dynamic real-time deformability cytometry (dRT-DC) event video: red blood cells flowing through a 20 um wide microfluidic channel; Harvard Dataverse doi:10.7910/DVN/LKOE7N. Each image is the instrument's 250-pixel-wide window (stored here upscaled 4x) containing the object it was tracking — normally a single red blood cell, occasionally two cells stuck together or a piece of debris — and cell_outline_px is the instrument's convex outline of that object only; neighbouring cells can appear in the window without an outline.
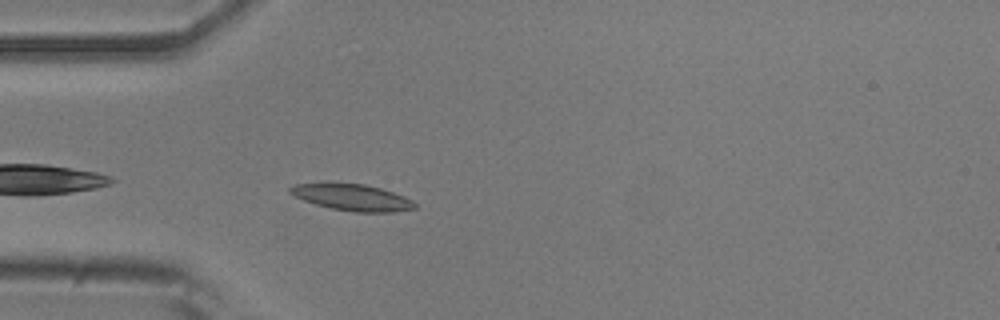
{"species": "common noctule bat (a hibernating species)", "species_latin": "Nyctalus noctula", "temperature_condition": "room temperature", "stored_images_in_passage": 34, "camera_frame_rate_fps": 3000, "um_per_image_px": 0.085, "animal": {"sex": "male", "body_mass_g": 20.5, "forearm_length_mm": 52.5}, "frame": {"image": 1, "passage_image": 3, "time_ms": 0.667, "image_size_px": [1000, 320], "cell_outline_px": [[416, 208], [392, 212], [352, 212], [328, 208], [304, 200], [288, 192], [288, 188], [296, 184], [364, 184], [380, 188], [404, 196], [412, 200], [416, 204]], "centroid_in_image_um": [29.96, 16.8], "position_along_channel_um": 55.0, "area_um2": 18.9}}
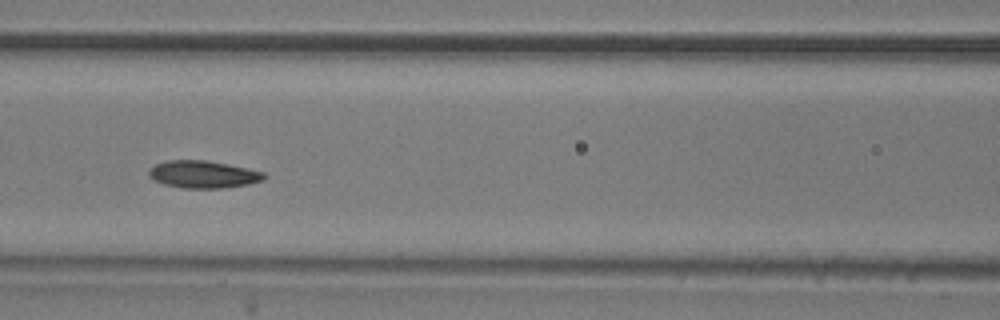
{"frame": {"image": 2, "passage_image": 11, "time_ms": 3.333, "image_size_px": [1000, 320], "cell_outline_px": [[264, 180], [248, 184], [220, 188], [184, 188], [164, 184], [148, 176], [148, 172], [156, 164], [168, 160], [204, 160], [228, 164], [248, 168], [264, 172]], "centroid_in_image_um": [17.28, 14.82], "position_along_channel_um": 149.3, "area_um2": 18.15}}
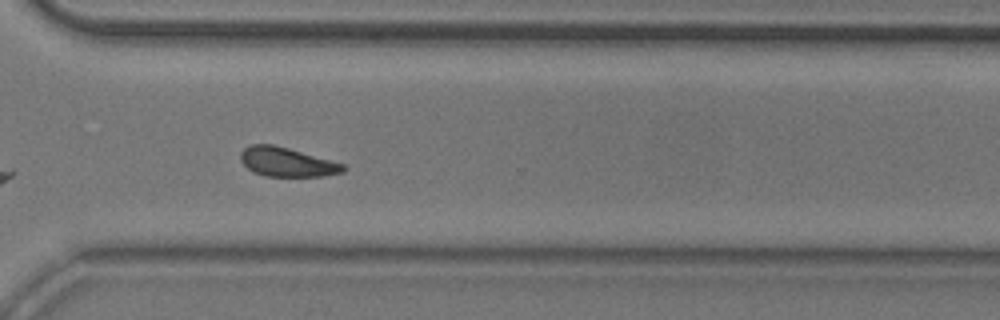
{"frame": {"image": 3, "passage_image": 27, "time_ms": 8.667, "image_size_px": [1000, 320], "cell_outline_px": [[348, 168], [344, 172], [324, 176], [264, 176], [252, 172], [240, 160], [240, 152], [244, 148], [252, 144], [272, 144], [288, 148], [344, 164]], "centroid_in_image_um": [24.38, 13.78], "position_along_channel_um": 346.2, "area_um2": 17.46}, "authors_computed_cell_mechanics": {"area_um2": 17.9469, "velocity_mm_per_s": 3.7032, "shape_relaxation_time_tau1_ms": 3.9362, "shape_relaxation_time_tau2_ms": null, "deformation_change_tau1": 0.1031, "deformation_change_tau2": null}}